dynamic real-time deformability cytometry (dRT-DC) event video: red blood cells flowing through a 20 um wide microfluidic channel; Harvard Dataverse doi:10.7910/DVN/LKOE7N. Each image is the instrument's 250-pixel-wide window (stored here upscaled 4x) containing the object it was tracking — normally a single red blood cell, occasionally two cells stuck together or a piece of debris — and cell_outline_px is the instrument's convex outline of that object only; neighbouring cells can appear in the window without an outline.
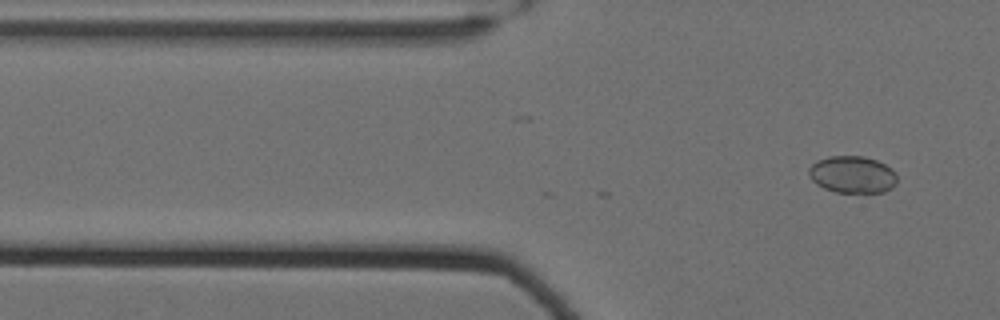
{"species": "Egyptian fruit bat (a non-hibernating species)", "species_latin": "Rousettus aegyptiacus", "temperature_condition": "cold", "stored_images_in_passage": 5, "camera_frame_rate_fps": 3000, "um_per_image_px": 0.085, "animal": {"sex": "female"}, "frame": {"image": 1, "passage_image": 5, "time_ms": 1.333, "image_size_px": [1000, 320], "cell_outline_px": [[896, 184], [892, 188], [884, 192], [836, 192], [824, 188], [816, 184], [808, 176], [808, 168], [812, 164], [828, 156], [864, 156], [876, 160], [892, 168], [896, 176]], "centroid_in_image_um": [72.45, 14.84], "position_along_channel_um": 53.4, "area_um2": 19.07}}